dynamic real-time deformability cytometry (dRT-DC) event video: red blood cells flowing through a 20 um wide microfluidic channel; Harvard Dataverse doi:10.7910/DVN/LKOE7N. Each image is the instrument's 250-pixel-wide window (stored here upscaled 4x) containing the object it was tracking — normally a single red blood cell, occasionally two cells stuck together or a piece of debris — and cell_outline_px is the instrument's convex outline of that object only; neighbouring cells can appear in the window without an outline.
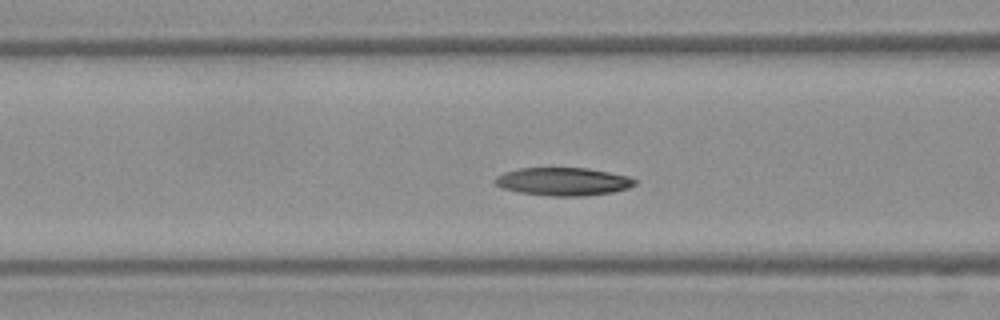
{"species": "Egyptian fruit bat (a non-hibernating species)", "species_latin": "Rousettus aegyptiacus", "temperature_condition": "warm", "stored_images_in_passage": 29, "camera_frame_rate_fps": 3000, "um_per_image_px": 0.085, "frame": {"image": 1, "passage_image": 4, "time_ms": 1.0, "image_size_px": [1000, 320], "cell_outline_px": [[636, 184], [628, 188], [612, 192], [584, 196], [552, 196], [520, 192], [504, 188], [496, 184], [492, 180], [496, 176], [504, 172], [520, 168], [588, 168], [628, 176], [636, 180]], "centroid_in_image_um": [47.87, 15.43], "position_along_channel_um": 118.7, "area_um2": 22.72}}
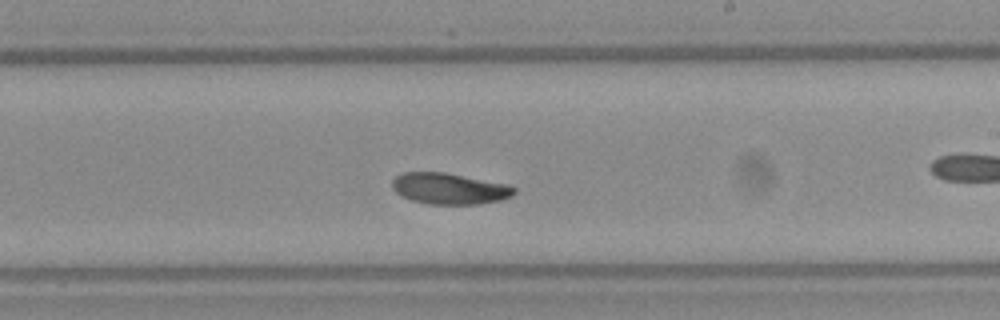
{"frame": {"image": 2, "passage_image": 12, "time_ms": 3.667, "image_size_px": [1000, 320], "cell_outline_px": [[516, 192], [512, 196], [500, 200], [480, 204], [428, 204], [412, 200], [400, 196], [392, 188], [392, 180], [400, 172], [444, 172], [508, 184], [516, 188]], "centroid_in_image_um": [38.19, 16.03], "position_along_channel_um": 250.8, "area_um2": 22.31}}
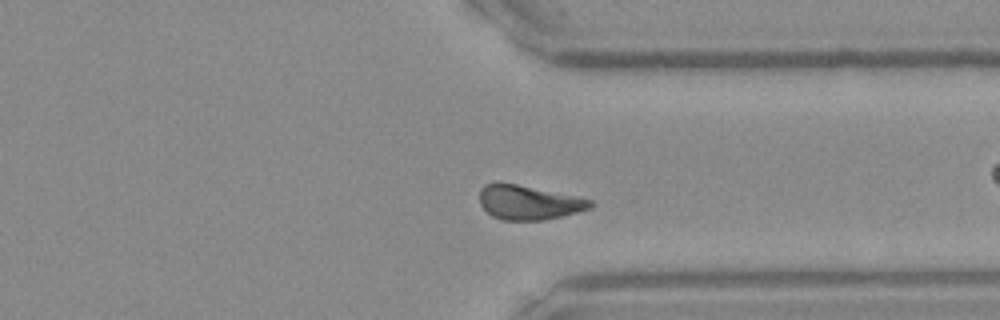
{"frame": {"image": 3, "passage_image": 19, "time_ms": 6.0, "image_size_px": [1000, 320], "cell_outline_px": [[592, 208], [544, 220], [500, 220], [492, 216], [480, 204], [480, 188], [484, 184], [496, 180], [580, 196], [592, 200]], "centroid_in_image_um": [44.91, 17.18], "position_along_channel_um": 366.5, "area_um2": 22.54}}